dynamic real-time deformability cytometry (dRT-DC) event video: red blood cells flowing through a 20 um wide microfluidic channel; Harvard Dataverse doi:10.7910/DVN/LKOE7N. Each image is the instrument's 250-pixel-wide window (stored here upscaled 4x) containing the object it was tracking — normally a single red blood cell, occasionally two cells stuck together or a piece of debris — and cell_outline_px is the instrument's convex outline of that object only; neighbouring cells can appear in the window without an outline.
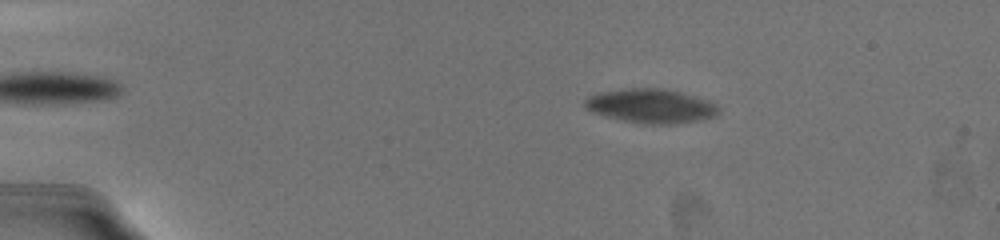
{"species": "common noctule bat (a hibernating species)", "species_latin": "Nyctalus noctula", "temperature_condition": "warm", "stored_images_in_passage": 35, "camera_frame_rate_fps": 3000, "um_per_image_px": 0.085, "animal": {"sex": "female", "body_mass_g": 19.5, "forearm_length_mm": 54.1}, "frame": {"image": 1, "passage_image": 8, "time_ms": 3.667, "image_size_px": [1000, 240], "cell_outline_px": [[716, 108], [708, 116], [696, 120], [668, 124], [644, 124], [624, 120], [588, 108], [588, 100], [592, 96], [608, 92], [640, 88], [652, 88], [676, 92], [712, 104]], "centroid_in_image_um": [55.3, 9.03], "position_along_channel_um": 29.7, "area_um2": 23.87}}
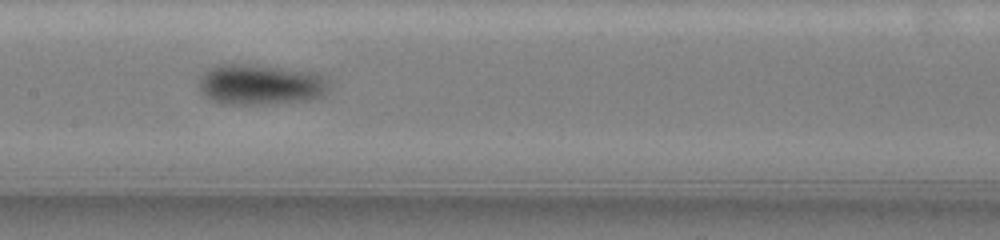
{"frame": {"image": 2, "passage_image": 19, "time_ms": 10.333, "image_size_px": [1000, 240], "cell_outline_px": [[328, 92], [320, 96], [308, 100], [260, 104], [220, 104], [204, 96], [200, 92], [196, 84], [200, 76], [208, 68], [216, 64], [248, 64], [308, 72], [320, 76]], "centroid_in_image_um": [21.95, 7.2], "position_along_channel_um": 185.4, "area_um2": 30.35}}
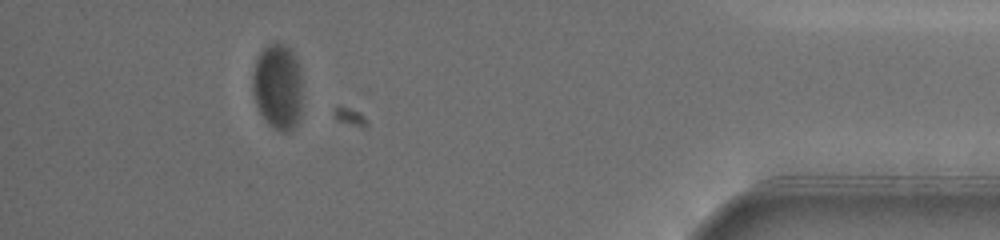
{"frame": {"image": 3, "passage_image": 32, "time_ms": 18.0, "image_size_px": [1000, 240], "cell_outline_px": [[300, 112], [296, 124], [288, 132], [280, 132], [268, 124], [264, 120], [256, 104], [252, 88], [252, 80], [256, 60], [260, 52], [268, 44], [276, 40], [284, 44], [292, 52], [300, 68]], "centroid_in_image_um": [23.59, 7.35], "position_along_channel_um": 411.6, "area_um2": 24.8}, "authors_computed_cell_mechanics": {"area_um2": 25.143, "velocity_mm_per_s": 3.5861, "shape_relaxation_time_tau1_ms": 6.1654, "shape_relaxation_time_tau2_ms": null, "deformation_change_tau1": 0.1525, "deformation_change_tau2": null}}